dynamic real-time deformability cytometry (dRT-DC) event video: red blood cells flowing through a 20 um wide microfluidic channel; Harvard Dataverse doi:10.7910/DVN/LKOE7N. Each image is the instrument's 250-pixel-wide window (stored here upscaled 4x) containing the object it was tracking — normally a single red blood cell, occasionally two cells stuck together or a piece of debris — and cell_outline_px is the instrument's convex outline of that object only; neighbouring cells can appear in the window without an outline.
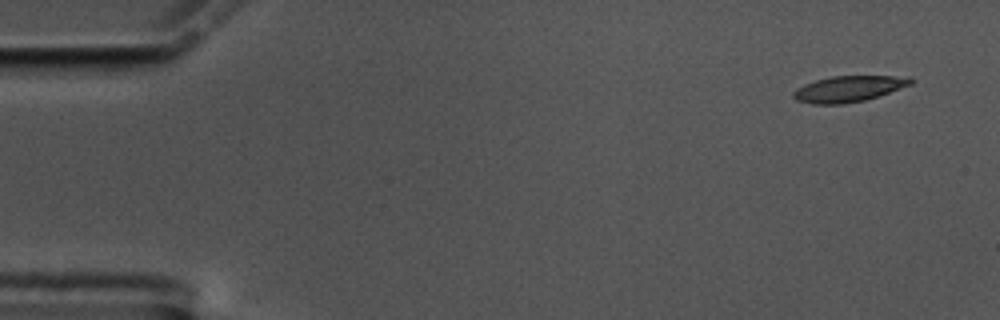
{"species": "common noctule bat (a hibernating species)", "species_latin": "Nyctalus noctula", "temperature_condition": "cold", "stored_images_in_passage": 55, "camera_frame_rate_fps": 3000, "um_per_image_px": 0.085, "animal": {"sex": "male", "body_mass_g": 17.5, "forearm_length_mm": 52.3}, "frame": {"image": 1, "passage_image": 1, "time_ms": 0.0, "image_size_px": [1000, 320], "cell_outline_px": [[916, 80], [912, 84], [864, 100], [844, 104], [812, 104], [796, 100], [792, 96], [792, 92], [796, 88], [804, 84], [816, 80], [832, 76], [912, 76]], "centroid_in_image_um": [72.13, 7.54], "position_along_channel_um": 12.9, "area_um2": 17.8}}
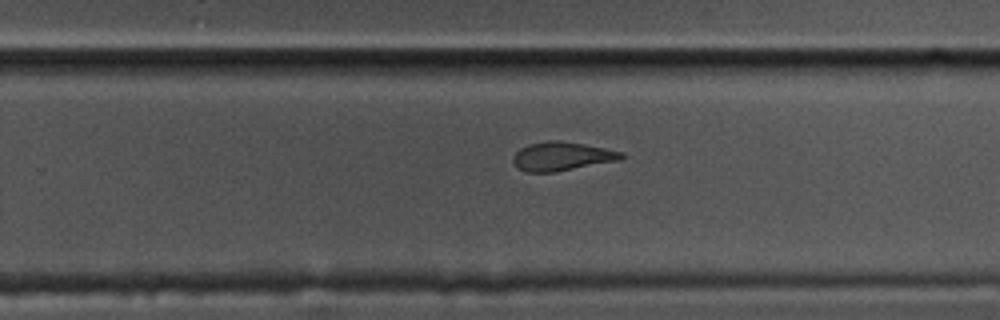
{"frame": {"image": 2, "passage_image": 34, "time_ms": 11.0, "image_size_px": [1000, 320], "cell_outline_px": [[624, 156], [620, 160], [552, 172], [528, 172], [516, 168], [512, 160], [512, 156], [520, 148], [528, 144], [548, 140], [560, 140], [584, 144], [624, 152]], "centroid_in_image_um": [47.72, 13.28], "position_along_channel_um": 282.1, "area_um2": 18.15}}
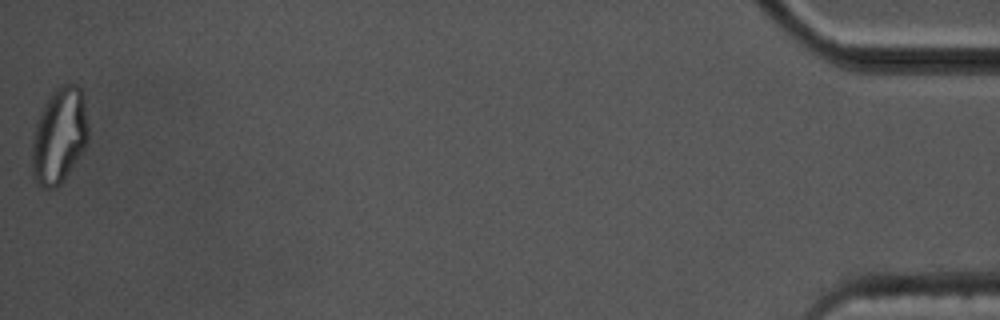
{"frame": {"image": 3, "passage_image": 55, "time_ms": 18.0, "image_size_px": [1000, 320], "cell_outline_px": [[88, 140], [84, 148], [64, 180], [56, 188], [40, 188], [32, 176], [32, 140], [36, 120], [44, 104], [52, 92], [56, 88], [72, 80], [80, 88], [84, 104], [88, 128]], "centroid_in_image_um": [5.01, 11.54], "position_along_channel_um": 430.2, "area_um2": 31.56}, "authors_computed_cell_mechanics": {"area_um2": 18.5538, "velocity_mm_per_s": 3.496, "shape_relaxation_time_tau1_ms": 10.0926, "shape_relaxation_time_tau2_ms": 4.178, "deformation_change_tau1": 0.2691, "deformation_change_tau2": 0.0972}}